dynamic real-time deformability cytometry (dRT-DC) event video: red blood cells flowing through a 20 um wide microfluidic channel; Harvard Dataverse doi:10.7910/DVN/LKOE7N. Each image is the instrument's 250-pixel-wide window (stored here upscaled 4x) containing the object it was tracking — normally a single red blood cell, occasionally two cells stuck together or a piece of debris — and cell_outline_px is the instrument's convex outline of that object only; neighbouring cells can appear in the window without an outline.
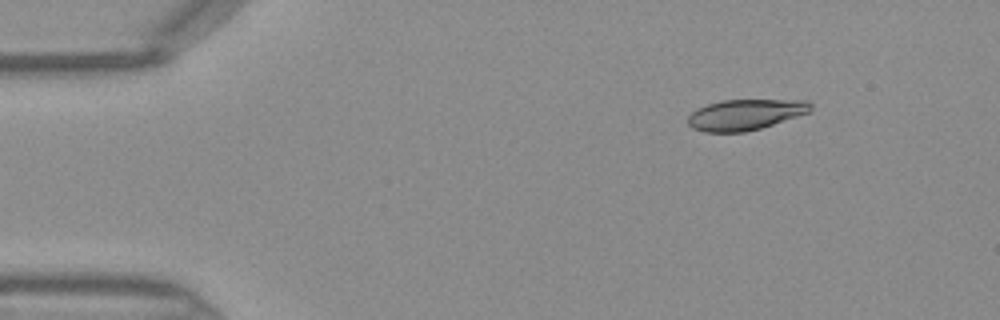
{"species": "Egyptian fruit bat (a non-hibernating species)", "species_latin": "Rousettus aegyptiacus", "temperature_condition": "warm", "stored_images_in_passage": 41, "camera_frame_rate_fps": 3000, "um_per_image_px": 0.085, "frame": {"image": 1, "passage_image": 1, "time_ms": 0.0, "image_size_px": [1000, 320], "cell_outline_px": [[812, 112], [760, 128], [744, 132], [704, 132], [692, 128], [688, 124], [688, 116], [696, 108], [720, 100], [808, 100], [812, 104]], "centroid_in_image_um": [63.36, 9.74], "position_along_channel_um": 21.6, "area_um2": 22.14}}
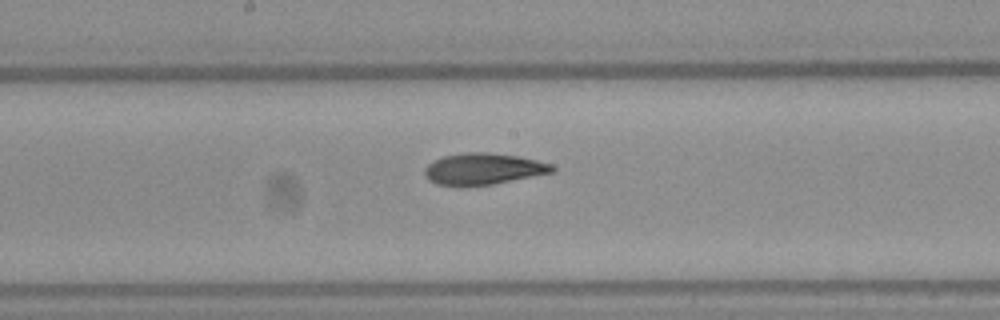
{"frame": {"image": 2, "passage_image": 19, "time_ms": 6.0, "image_size_px": [1000, 320], "cell_outline_px": [[556, 168], [552, 172], [492, 184], [436, 184], [428, 180], [424, 172], [424, 168], [428, 164], [444, 156], [464, 152], [488, 152], [516, 156], [536, 160], [552, 164]], "centroid_in_image_um": [41.08, 14.33], "position_along_channel_um": 207.1, "area_um2": 22.72}}
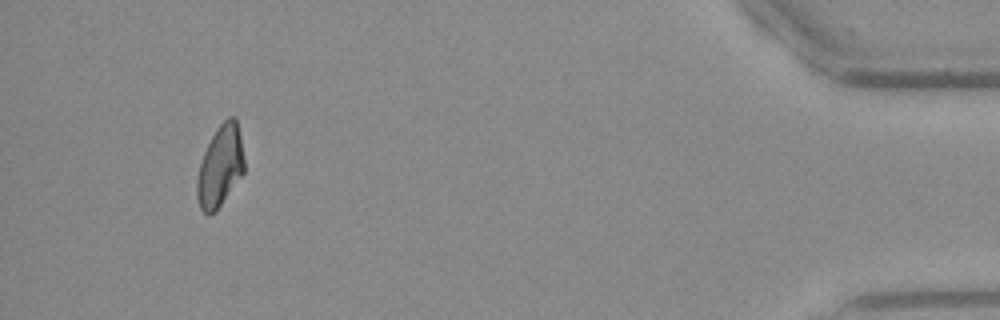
{"frame": {"image": 3, "passage_image": 38, "time_ms": 12.333, "image_size_px": [1000, 320], "cell_outline_px": [[244, 172], [220, 204], [208, 216], [200, 208], [196, 196], [196, 180], [200, 164], [204, 152], [216, 128], [228, 116], [236, 116], [240, 136], [244, 160]], "centroid_in_image_um": [18.7, 14.09], "position_along_channel_um": 416.5, "area_um2": 22.02}}